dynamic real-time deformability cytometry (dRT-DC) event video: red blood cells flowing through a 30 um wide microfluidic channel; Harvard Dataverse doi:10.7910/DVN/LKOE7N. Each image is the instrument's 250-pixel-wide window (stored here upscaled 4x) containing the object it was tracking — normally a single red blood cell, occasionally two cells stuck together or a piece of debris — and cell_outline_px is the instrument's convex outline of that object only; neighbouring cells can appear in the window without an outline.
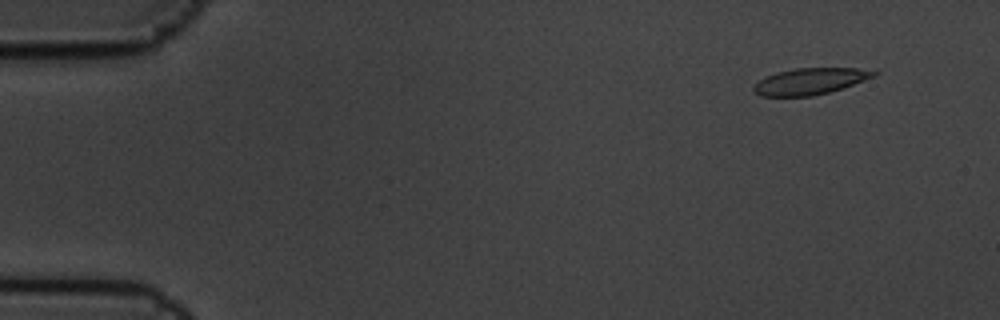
{"species": "common noctule bat (a hibernating species)", "species_latin": "Nyctalus noctula", "temperature_condition": "cold", "stored_images_in_passage": 6, "camera_frame_rate_fps": 3000, "um_per_image_px": 0.085, "animal": {"sex": "male", "body_mass_g": 19.5, "forearm_length_mm": 54.6}, "frame": {"image": 1, "passage_image": 1, "time_ms": 0.0, "image_size_px": [1000, 320], "cell_outline_px": [[880, 72], [876, 76], [828, 92], [812, 96], [760, 96], [752, 92], [752, 88], [760, 80], [776, 72], [796, 68], [860, 68]], "centroid_in_image_um": [68.84, 6.9], "position_along_channel_um": 16.2, "area_um2": 18.32}}
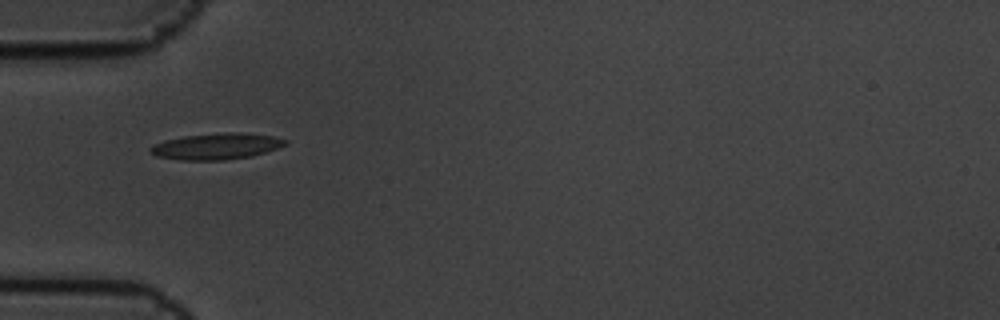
{"frame": {"image": 2, "passage_image": 5, "time_ms": 1.333, "image_size_px": [1000, 320], "cell_outline_px": [[288, 144], [252, 156], [224, 160], [180, 160], [156, 156], [148, 152], [148, 148], [152, 144], [164, 140], [184, 136], [220, 132], [240, 132], [272, 136], [288, 140]], "centroid_in_image_um": [18.34, 12.43], "position_along_channel_um": 66.7, "area_um2": 20.81}}
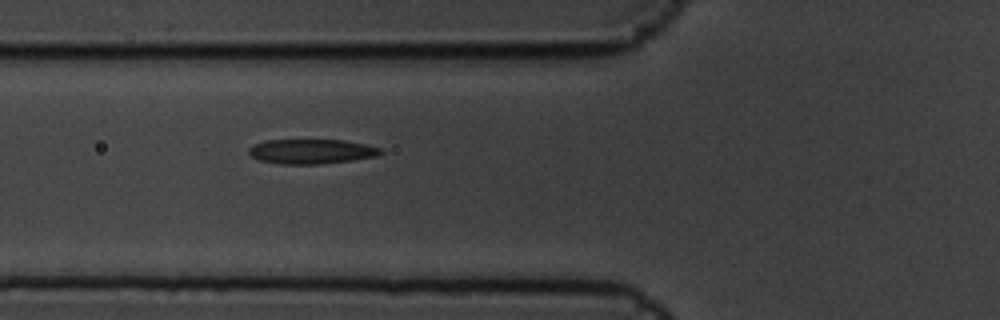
{"frame": {"image": 3, "passage_image": 6, "time_ms": 1.667, "image_size_px": [1000, 320], "cell_outline_px": [[384, 152], [376, 156], [352, 160], [320, 164], [280, 164], [260, 160], [252, 156], [248, 152], [248, 148], [264, 140], [344, 140], [364, 144], [380, 148]], "centroid_in_image_um": [26.47, 12.87], "position_along_channel_um": 99.3, "area_um2": 18.84}}